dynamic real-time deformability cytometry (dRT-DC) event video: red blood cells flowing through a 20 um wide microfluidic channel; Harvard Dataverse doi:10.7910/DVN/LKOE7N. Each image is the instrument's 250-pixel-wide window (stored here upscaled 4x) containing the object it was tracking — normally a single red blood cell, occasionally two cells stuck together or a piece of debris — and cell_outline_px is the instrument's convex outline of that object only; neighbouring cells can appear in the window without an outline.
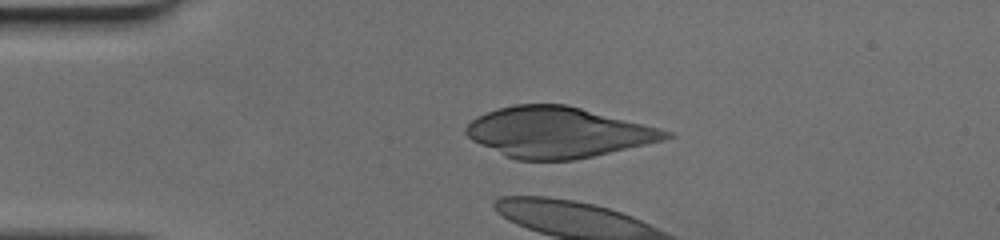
{"species": "human", "species_latin": "Homo sapiens", "temperature_condition": "cold", "stored_images_in_passage": 29, "camera_frame_rate_fps": 3000, "um_per_image_px": 0.085, "donor": {"sex": "female"}, "frame": {"image": 1, "passage_image": 1, "time_ms": 0.0, "image_size_px": [1000, 240], "cell_outline_px": [[676, 136], [664, 140], [592, 156], [572, 160], [516, 160], [504, 156], [472, 140], [464, 132], [464, 128], [476, 116], [500, 108], [516, 104], [564, 104], [580, 108], [672, 132]], "centroid_in_image_um": [47.37, 11.26], "position_along_channel_um": 37.6, "area_um2": 58.09}}